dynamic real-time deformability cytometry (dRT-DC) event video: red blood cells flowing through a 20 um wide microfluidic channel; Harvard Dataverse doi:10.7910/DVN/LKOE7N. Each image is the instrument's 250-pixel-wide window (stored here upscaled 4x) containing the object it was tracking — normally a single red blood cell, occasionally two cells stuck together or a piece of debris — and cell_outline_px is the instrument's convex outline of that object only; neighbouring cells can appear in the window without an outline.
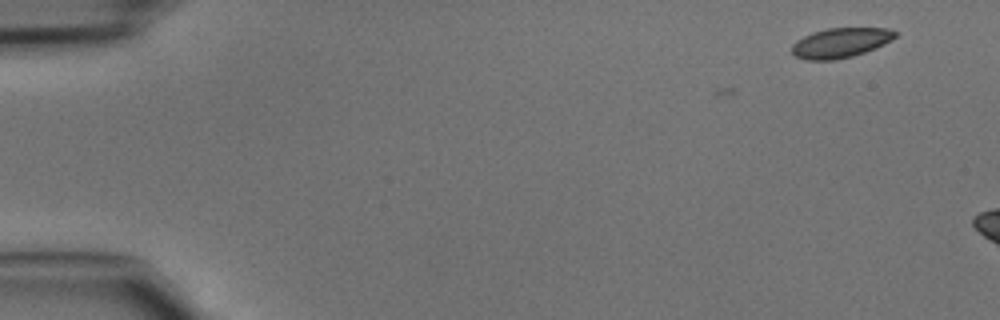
{"species": "common noctule bat (a hibernating species)", "species_latin": "Nyctalus noctula", "temperature_condition": "cold", "stored_images_in_passage": 3, "camera_frame_rate_fps": 3000, "um_per_image_px": 0.085, "animal": {"sex": "male", "body_mass_g": 15.6}, "frame": {"image": 1, "passage_image": 3, "time_ms": 0.667, "image_size_px": [1000, 320], "cell_outline_px": [[896, 36], [892, 40], [884, 44], [864, 52], [852, 56], [836, 60], [808, 60], [792, 56], [792, 44], [796, 40], [812, 32], [828, 28], [888, 28], [896, 32]], "centroid_in_image_um": [71.41, 3.64], "position_along_channel_um": 13.6, "area_um2": 17.98}}